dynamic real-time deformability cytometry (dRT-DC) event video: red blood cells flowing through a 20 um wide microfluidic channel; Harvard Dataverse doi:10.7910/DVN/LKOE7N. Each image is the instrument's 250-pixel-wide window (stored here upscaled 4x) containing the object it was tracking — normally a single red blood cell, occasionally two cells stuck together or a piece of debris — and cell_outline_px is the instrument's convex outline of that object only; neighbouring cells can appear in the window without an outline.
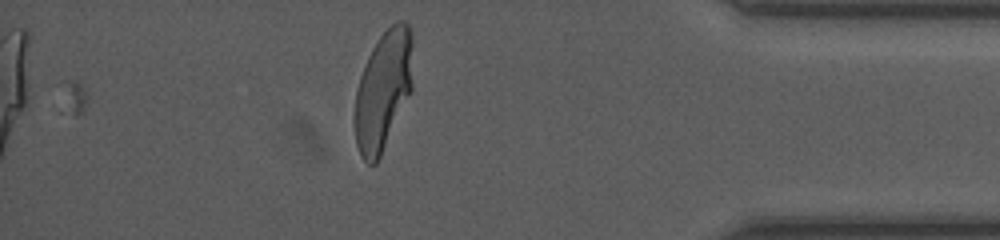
{"species": "human", "species_latin": "Homo sapiens", "temperature_condition": "room temperature", "stored_images_in_passage": 29, "camera_frame_rate_fps": 3000, "um_per_image_px": 0.085, "donor": {"sex": "female"}, "frame": {"image": 1, "passage_image": 29, "time_ms": 11.667, "image_size_px": [1000, 240], "cell_outline_px": [[412, 92], [376, 164], [368, 164], [360, 156], [356, 144], [356, 88], [360, 76], [368, 56], [372, 48], [380, 36], [396, 20], [404, 20], [408, 24], [412, 36]], "centroid_in_image_um": [32.6, 7.66], "position_along_channel_um": 402.6, "area_um2": 40.34}}